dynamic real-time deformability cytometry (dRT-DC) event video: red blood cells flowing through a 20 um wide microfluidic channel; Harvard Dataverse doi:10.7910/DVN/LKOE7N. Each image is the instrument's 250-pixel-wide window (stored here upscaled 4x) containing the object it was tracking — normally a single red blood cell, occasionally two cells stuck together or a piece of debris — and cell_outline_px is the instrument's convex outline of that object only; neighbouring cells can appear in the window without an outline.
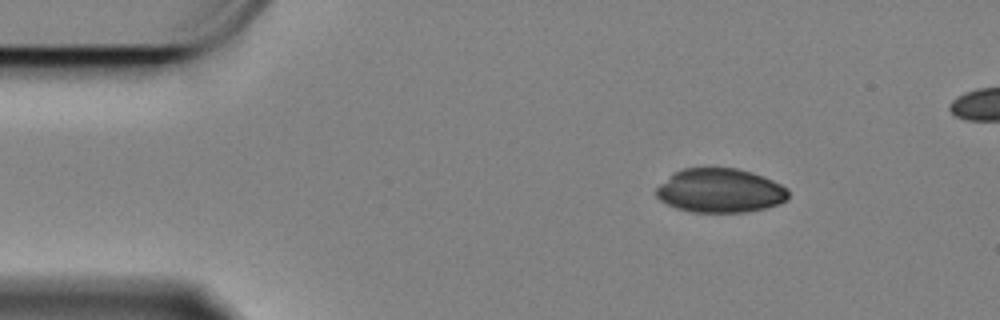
{"species": "Egyptian fruit bat (a non-hibernating species)", "species_latin": "Rousettus aegyptiacus", "temperature_condition": "cold", "stored_images_in_passage": 49, "camera_frame_rate_fps": 3000, "um_per_image_px": 0.085, "animal": {"sex": "female"}, "frame": {"image": 1, "passage_image": 1, "time_ms": 0.0, "image_size_px": [1000, 320], "cell_outline_px": [[788, 200], [780, 204], [748, 212], [692, 212], [676, 208], [660, 200], [656, 196], [656, 188], [660, 184], [676, 172], [684, 168], [736, 168], [772, 180], [780, 184], [788, 192]], "centroid_in_image_um": [61.2, 16.22], "position_along_channel_um": 23.8, "area_um2": 33.58}}
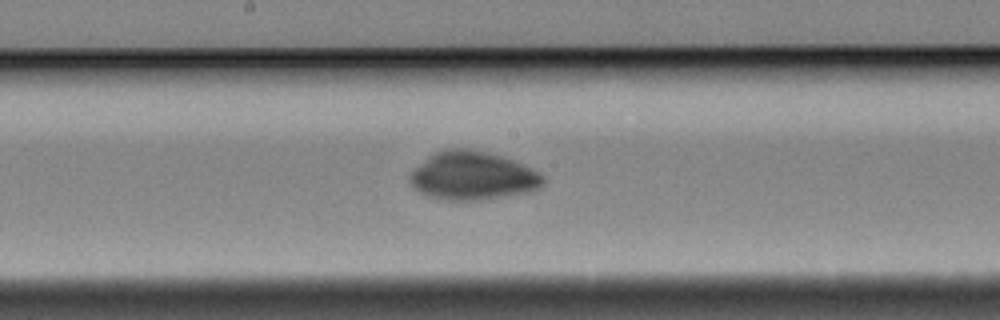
{"frame": {"image": 2, "passage_image": 23, "time_ms": 7.333, "image_size_px": [1000, 320], "cell_outline_px": [[544, 184], [540, 188], [532, 192], [480, 200], [440, 200], [428, 196], [420, 192], [408, 180], [408, 176], [428, 156], [444, 148], [464, 148], [484, 152], [500, 156], [512, 160], [532, 168], [540, 172], [544, 176]], "centroid_in_image_um": [40.2, 14.96], "position_along_channel_um": 208.0, "area_um2": 37.63}}
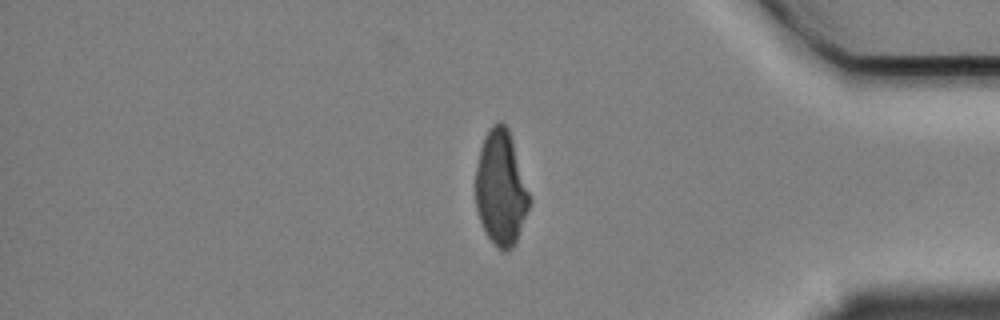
{"frame": {"image": 3, "passage_image": 42, "time_ms": 13.667, "image_size_px": [1000, 320], "cell_outline_px": [[532, 200], [516, 240], [512, 248], [508, 252], [504, 252], [484, 232], [476, 208], [476, 168], [480, 148], [484, 136], [488, 128], [492, 124], [500, 120], [508, 128]], "centroid_in_image_um": [42.57, 15.97], "position_along_channel_um": 392.6, "area_um2": 35.89}}